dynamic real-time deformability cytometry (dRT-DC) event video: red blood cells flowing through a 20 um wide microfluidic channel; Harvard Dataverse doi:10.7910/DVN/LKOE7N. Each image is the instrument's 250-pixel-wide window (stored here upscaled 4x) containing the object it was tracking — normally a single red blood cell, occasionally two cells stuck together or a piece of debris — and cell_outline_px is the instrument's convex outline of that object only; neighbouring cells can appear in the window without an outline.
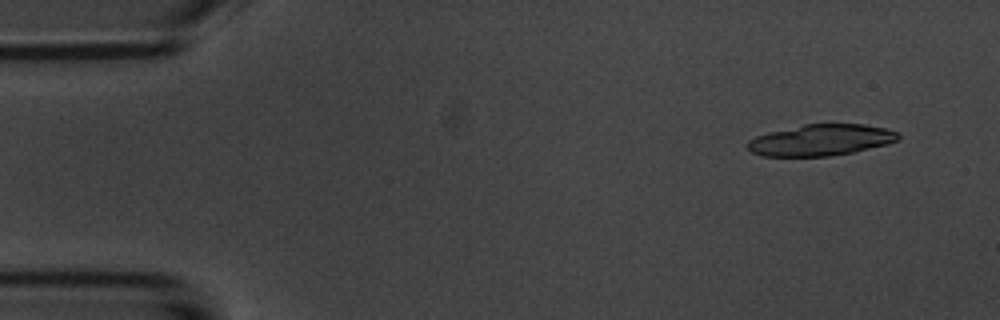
{"species": "common noctule bat (a hibernating species)", "species_latin": "Nyctalus noctula", "temperature_condition": "room temperature", "stored_images_in_passage": 7, "segment_of_instrument_passage": [1, 2], "camera_frame_rate_fps": 3000, "um_per_image_px": 0.085, "animal": {"sex": "male", "body_mass_g": 20.1, "forearm_length_mm": 53.5}, "frame": {"image": 1, "passage_image": 1, "time_ms": 0.0, "image_size_px": [1000, 320], "cell_outline_px": [[900, 140], [888, 144], [852, 152], [832, 156], [760, 156], [752, 152], [748, 148], [748, 140], [756, 136], [768, 132], [804, 124], [864, 124], [884, 128], [896, 132], [900, 136]], "centroid_in_image_um": [69.77, 11.9], "position_along_channel_um": 15.2, "area_um2": 27.46}}